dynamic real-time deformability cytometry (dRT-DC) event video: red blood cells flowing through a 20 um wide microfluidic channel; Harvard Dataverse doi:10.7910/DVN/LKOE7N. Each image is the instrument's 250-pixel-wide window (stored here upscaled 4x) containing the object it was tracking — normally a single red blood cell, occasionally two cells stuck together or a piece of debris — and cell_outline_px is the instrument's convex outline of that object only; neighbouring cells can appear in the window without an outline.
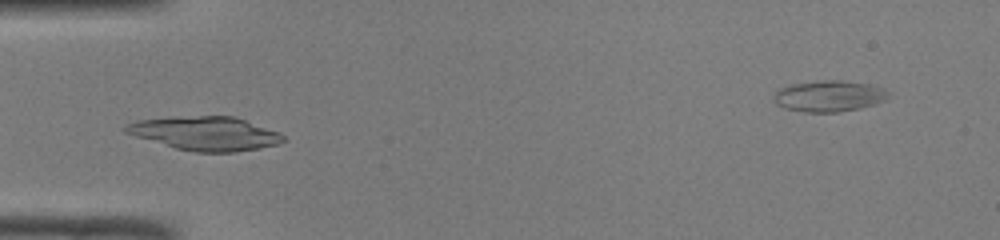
{"species": "common noctule bat (a hibernating species)", "species_latin": "Nyctalus noctula", "temperature_condition": "room temperature", "stored_images_in_passage": 20, "camera_frame_rate_fps": 3000, "um_per_image_px": 0.085, "animal": {"sex": "male", "body_mass_g": 19.0, "forearm_length_mm": 50.8}, "frame": {"image": 1, "passage_image": 12, "time_ms": 3.667, "image_size_px": [1000, 240], "cell_outline_px": [[288, 140], [280, 144], [260, 148], [232, 152], [196, 152], [176, 148], [136, 136], [124, 132], [124, 124], [136, 120], [176, 116], [232, 116], [280, 132]], "centroid_in_image_um": [17.46, 11.33], "position_along_channel_um": 67.5, "area_um2": 31.04}}